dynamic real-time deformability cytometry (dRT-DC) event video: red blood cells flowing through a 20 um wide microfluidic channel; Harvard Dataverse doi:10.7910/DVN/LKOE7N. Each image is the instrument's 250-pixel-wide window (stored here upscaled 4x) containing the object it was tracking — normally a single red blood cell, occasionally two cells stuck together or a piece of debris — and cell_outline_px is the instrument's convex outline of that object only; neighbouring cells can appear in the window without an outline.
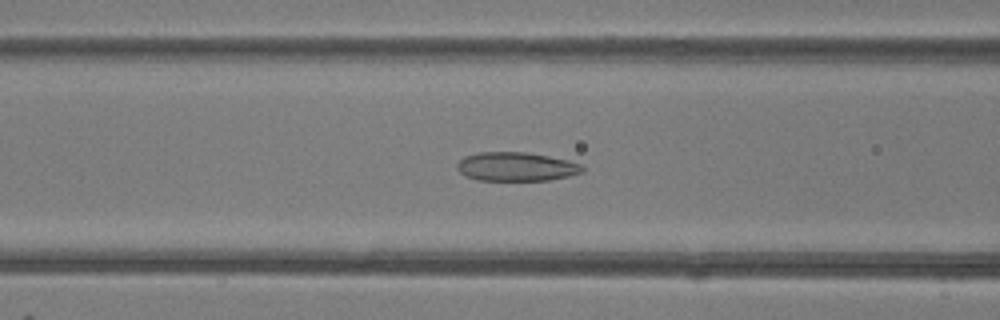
{"species": "common noctule bat (a hibernating species)", "species_latin": "Nyctalus noctula", "temperature_condition": "room temperature", "stored_images_in_passage": 49, "camera_frame_rate_fps": 3000, "um_per_image_px": 0.085, "animal": {"sex": "female"}, "frame": {"image": 1, "passage_image": 19, "time_ms": 6.0, "image_size_px": [1000, 320], "cell_outline_px": [[584, 172], [568, 176], [548, 180], [476, 180], [464, 176], [456, 168], [456, 164], [464, 156], [480, 152], [524, 152], [548, 156], [568, 160], [580, 164], [584, 168]], "centroid_in_image_um": [43.85, 14.17], "position_along_channel_um": 122.8, "area_um2": 21.1}}
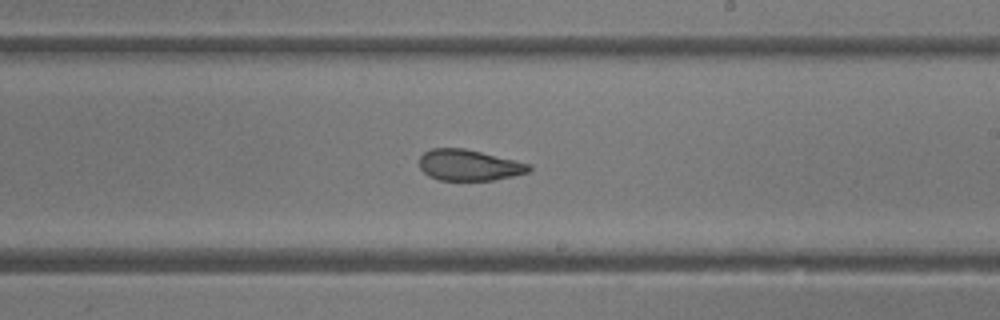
{"frame": {"image": 2, "passage_image": 28, "time_ms": 9.0, "image_size_px": [1000, 320], "cell_outline_px": [[532, 168], [528, 172], [512, 176], [492, 180], [440, 180], [428, 176], [420, 168], [420, 156], [424, 152], [432, 148], [464, 148], [532, 164]], "centroid_in_image_um": [39.86, 14.03], "position_along_channel_um": 249.1, "area_um2": 19.77}}
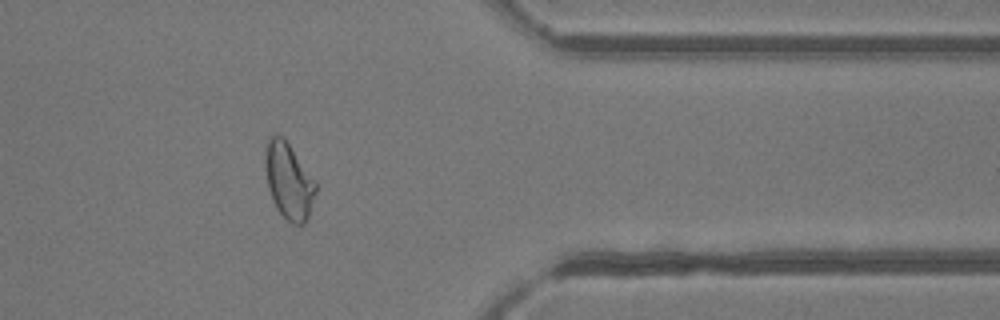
{"frame": {"image": 3, "passage_image": 39, "time_ms": 12.667, "image_size_px": [1000, 320], "cell_outline_px": [[316, 192], [308, 216], [304, 224], [292, 224], [276, 208], [272, 200], [268, 188], [264, 160], [264, 156], [268, 140], [272, 136], [280, 136], [288, 144], [316, 180]], "centroid_in_image_um": [24.54, 15.41], "position_along_channel_um": 386.9, "area_um2": 22.08}, "authors_computed_cell_mechanics": {"area_um2": 23.698, "velocity_mm_per_s": 4.2227, "shape_relaxation_time_tau1_ms": null, "shape_relaxation_time_tau2_ms": 1.6864, "deformation_change_tau1": null, "deformation_change_tau2": 0.0886}}